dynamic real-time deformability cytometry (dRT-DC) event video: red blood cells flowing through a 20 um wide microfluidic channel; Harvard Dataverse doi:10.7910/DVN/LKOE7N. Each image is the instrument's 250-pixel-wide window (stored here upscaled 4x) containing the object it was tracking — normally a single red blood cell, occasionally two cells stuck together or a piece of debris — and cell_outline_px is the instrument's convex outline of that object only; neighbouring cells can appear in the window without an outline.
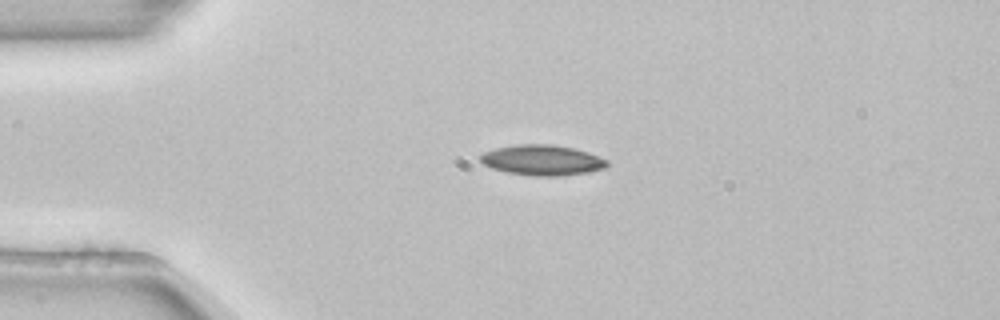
{"species": "common noctule bat (a hibernating species)", "species_latin": "Nyctalus noctula", "temperature_condition": "room temperature", "stored_images_in_passage": 42, "camera_frame_rate_fps": 3000, "um_per_image_px": 0.085, "animal": {"sex": "female", "body_mass_g": 22.7, "forearm_length_mm": 54.2}, "frame": {"image": 1, "passage_image": 1, "time_ms": 0.0, "image_size_px": [1000, 320], "cell_outline_px": [[608, 164], [604, 168], [584, 172], [560, 176], [532, 176], [508, 172], [492, 168], [484, 164], [480, 160], [480, 156], [484, 152], [496, 148], [516, 144], [548, 144], [572, 148], [588, 152], [608, 160]], "centroid_in_image_um": [46.07, 13.61], "position_along_channel_um": 38.9, "area_um2": 22.2}}
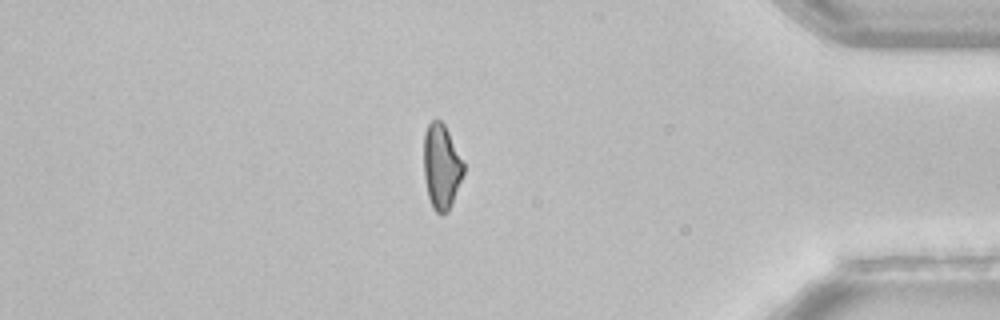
{"frame": {"image": 2, "passage_image": 34, "time_ms": 11.0, "image_size_px": [1000, 320], "cell_outline_px": [[464, 172], [452, 204], [448, 212], [440, 216], [432, 208], [428, 196], [424, 180], [424, 132], [428, 124], [432, 120], [440, 120], [444, 124], [464, 164]], "centroid_in_image_um": [37.5, 14.2], "position_along_channel_um": 397.7, "area_um2": 19.71}}
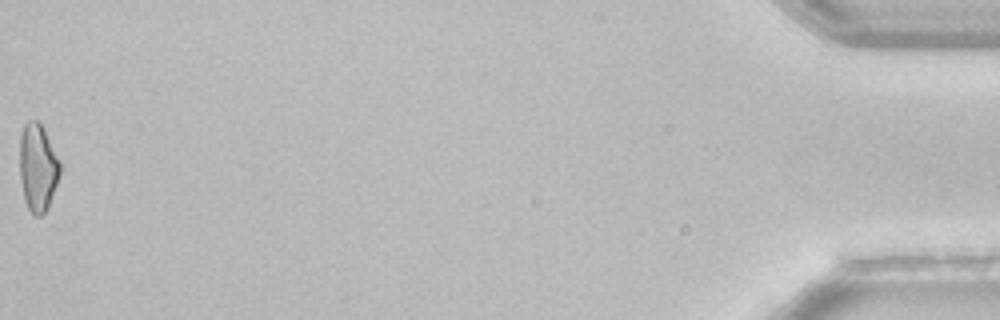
{"frame": {"image": 3, "passage_image": 42, "time_ms": 13.667, "image_size_px": [1000, 320], "cell_outline_px": [[60, 176], [48, 208], [40, 216], [36, 216], [28, 208], [24, 200], [20, 180], [20, 136], [24, 124], [28, 120], [36, 120], [44, 128], [60, 160]], "centroid_in_image_um": [3.22, 14.23], "position_along_channel_um": 432.0, "area_um2": 20.75}, "authors_computed_cell_mechanics": {"area_um2": 20.9814, "velocity_mm_per_s": 3.8719, "shape_relaxation_time_tau1_ms": 7.7958, "shape_relaxation_time_tau2_ms": null, "deformation_change_tau1": 0.1802, "deformation_change_tau2": null}}